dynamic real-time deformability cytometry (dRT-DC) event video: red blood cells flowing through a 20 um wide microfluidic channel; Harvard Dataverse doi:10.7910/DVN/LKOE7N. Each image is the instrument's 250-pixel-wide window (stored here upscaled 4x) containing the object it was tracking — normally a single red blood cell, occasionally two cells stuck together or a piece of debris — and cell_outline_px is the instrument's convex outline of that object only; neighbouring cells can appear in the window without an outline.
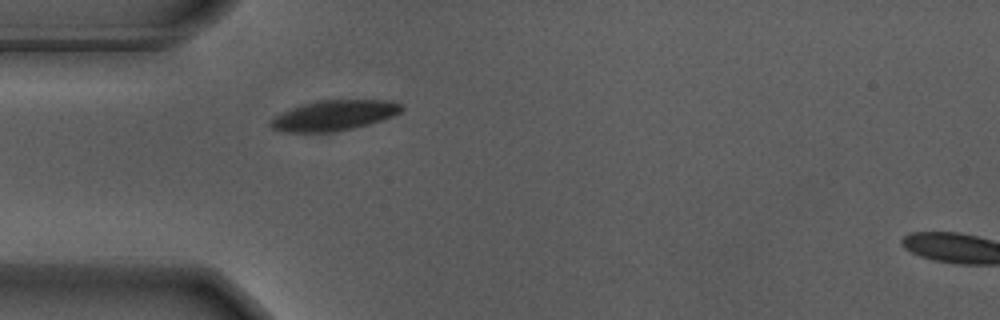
{"species": "Egyptian fruit bat (a non-hibernating species)", "species_latin": "Rousettus aegyptiacus", "temperature_condition": "warm", "stored_images_in_passage": 41, "camera_frame_rate_fps": 3000, "um_per_image_px": 0.085, "animal": {"sex": "male"}, "frame": {"image": 1, "passage_image": 1, "time_ms": 0.0, "image_size_px": [1000, 320], "cell_outline_px": [[404, 108], [400, 112], [392, 116], [368, 124], [336, 132], [284, 132], [272, 128], [268, 124], [280, 112], [304, 104], [320, 100], [392, 100], [400, 104]], "centroid_in_image_um": [28.38, 9.81], "position_along_channel_um": 56.6, "area_um2": 22.95}}
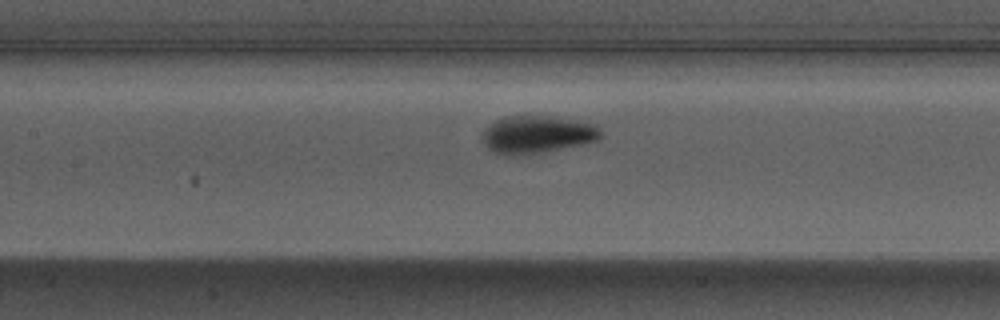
{"frame": {"image": 2, "passage_image": 10, "time_ms": 3.0, "image_size_px": [1000, 320], "cell_outline_px": [[604, 136], [596, 140], [580, 144], [540, 152], [508, 156], [504, 156], [492, 152], [484, 144], [480, 136], [484, 128], [496, 120], [504, 116], [540, 116], [596, 124], [604, 132]], "centroid_in_image_um": [45.59, 11.44], "position_along_channel_um": 161.8, "area_um2": 25.72}}
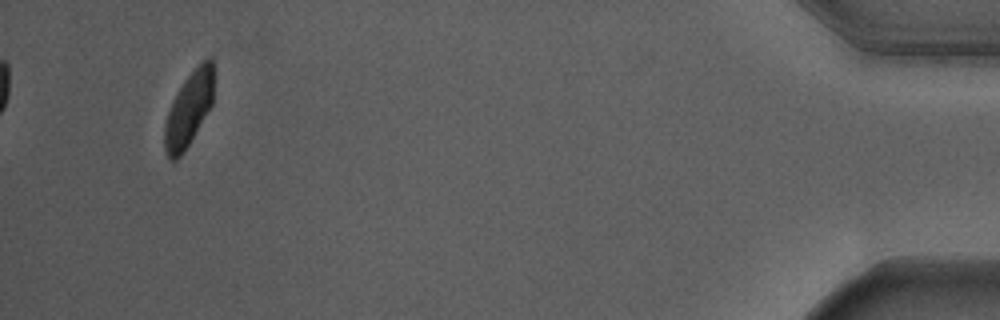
{"frame": {"image": 3, "passage_image": 38, "time_ms": 12.333, "image_size_px": [1000, 320], "cell_outline_px": [[216, 76], [212, 104], [188, 144], [180, 156], [176, 160], [168, 160], [164, 148], [164, 124], [168, 112], [180, 88], [188, 76], [208, 56], [212, 56], [216, 68]], "centroid_in_image_um": [16.1, 9.22], "position_along_channel_um": 419.1, "area_um2": 21.27}, "authors_computed_cell_mechanics": {"area_um2": 23.9292, "velocity_mm_per_s": 3.6421, "shape_relaxation_time_tau1_ms": 2.0204, "shape_relaxation_time_tau2_ms": null, "deformation_change_tau1": 0.1435, "deformation_change_tau2": null}}